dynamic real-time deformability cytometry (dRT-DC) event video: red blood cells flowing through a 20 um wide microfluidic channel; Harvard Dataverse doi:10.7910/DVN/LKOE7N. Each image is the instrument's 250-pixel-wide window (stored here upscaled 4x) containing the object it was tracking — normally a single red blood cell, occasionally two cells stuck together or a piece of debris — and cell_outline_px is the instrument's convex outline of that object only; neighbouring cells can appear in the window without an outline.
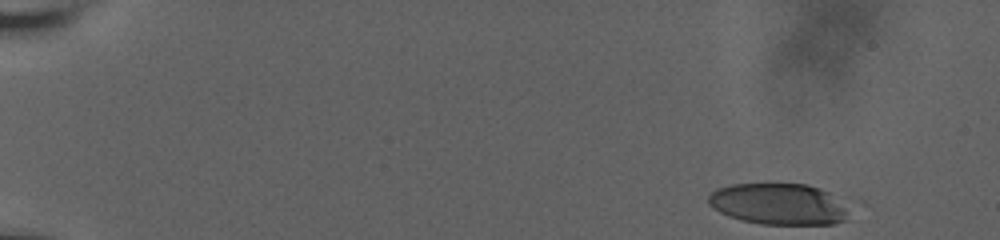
{"species": "human", "species_latin": "Homo sapiens", "temperature_condition": "room temperature", "stored_images_in_passage": 45, "camera_frame_rate_fps": 3000, "um_per_image_px": 0.085, "donor": {"sex": "male"}, "frame": {"image": 1, "passage_image": 1, "time_ms": 0.0, "image_size_px": [1000, 240], "cell_outline_px": [[848, 220], [832, 224], [760, 224], [728, 216], [720, 212], [708, 204], [708, 196], [716, 188], [732, 184], [808, 184], [820, 188], [828, 192], [844, 208]], "centroid_in_image_um": [66.12, 17.34], "position_along_channel_um": 18.9, "area_um2": 33.41}}
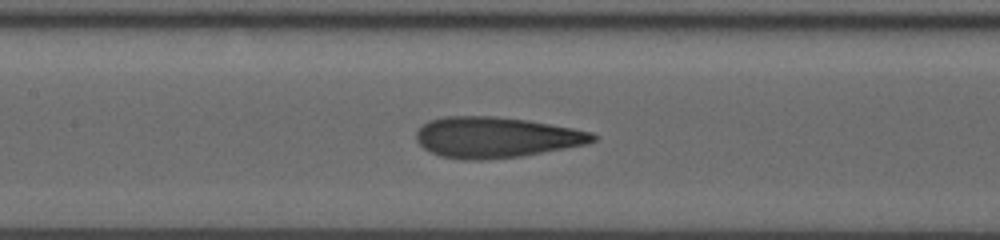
{"frame": {"image": 2, "passage_image": 25, "time_ms": 8.0, "image_size_px": [1000, 240], "cell_outline_px": [[596, 140], [584, 144], [564, 148], [520, 156], [480, 160], [464, 160], [440, 156], [424, 148], [416, 140], [416, 132], [428, 120], [444, 116], [496, 116], [528, 120], [572, 128], [592, 132], [596, 136]], "centroid_in_image_um": [42.12, 11.66], "position_along_channel_um": 165.3, "area_um2": 41.67}}
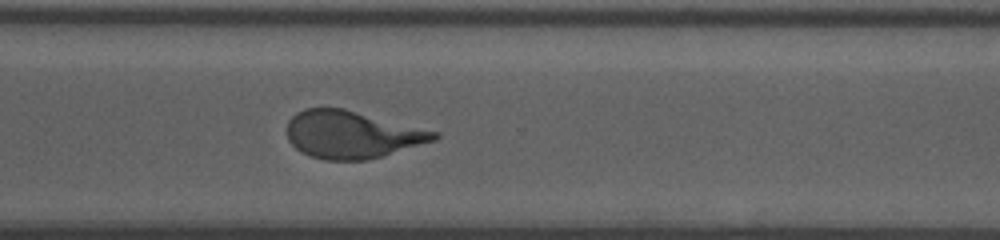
{"frame": {"image": 3, "passage_image": 45, "time_ms": 12.667, "image_size_px": [1000, 240], "cell_outline_px": [[440, 136], [436, 140], [380, 156], [364, 160], [324, 160], [312, 156], [296, 148], [288, 140], [288, 120], [296, 112], [304, 108], [344, 108], [440, 132]], "centroid_in_image_um": [29.92, 11.42], "position_along_channel_um": 340.7, "area_um2": 40.46}}